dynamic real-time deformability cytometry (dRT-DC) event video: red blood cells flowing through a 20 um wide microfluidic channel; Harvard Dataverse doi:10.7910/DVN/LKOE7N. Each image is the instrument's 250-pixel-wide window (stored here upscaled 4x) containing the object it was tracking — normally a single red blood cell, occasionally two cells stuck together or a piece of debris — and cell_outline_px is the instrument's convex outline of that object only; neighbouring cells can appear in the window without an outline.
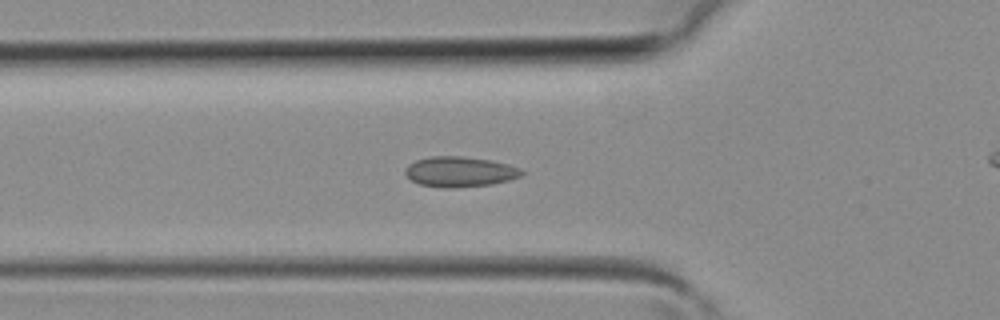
{"species": "common noctule bat (a hibernating species)", "species_latin": "Nyctalus noctula", "temperature_condition": "room temperature", "stored_images_in_passage": 20, "camera_frame_rate_fps": 3000, "um_per_image_px": 0.085, "animal": {"sex": "female", "body_mass_g": 19.3, "forearm_length_mm": 54.1}, "frame": {"image": 1, "passage_image": 2, "time_ms": 0.333, "image_size_px": [1000, 320], "cell_outline_px": [[524, 176], [492, 184], [452, 188], [444, 188], [420, 184], [412, 180], [404, 172], [404, 168], [408, 164], [416, 160], [432, 156], [460, 156], [492, 160], [508, 164], [520, 168], [524, 172]], "centroid_in_image_um": [39.1, 14.59], "position_along_channel_um": 86.7, "area_um2": 20.63}}
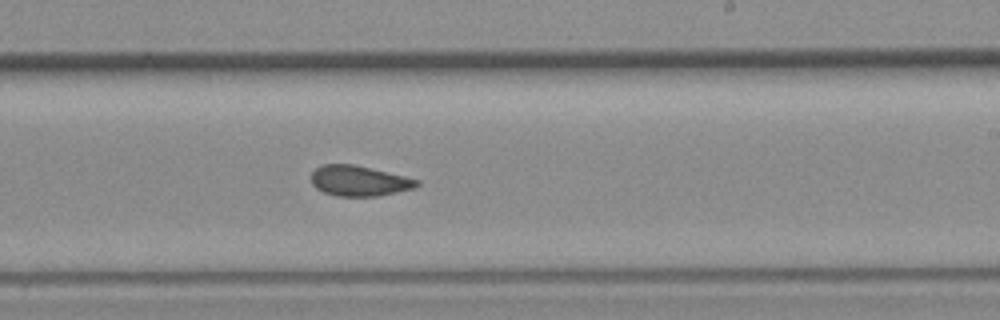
{"frame": {"image": 2, "passage_image": 12, "time_ms": 3.667, "image_size_px": [1000, 320], "cell_outline_px": [[420, 184], [416, 188], [376, 196], [336, 196], [324, 192], [316, 188], [312, 184], [312, 172], [320, 164], [352, 164], [404, 176], [420, 180]], "centroid_in_image_um": [30.52, 15.37], "position_along_channel_um": 258.5, "area_um2": 18.61}}
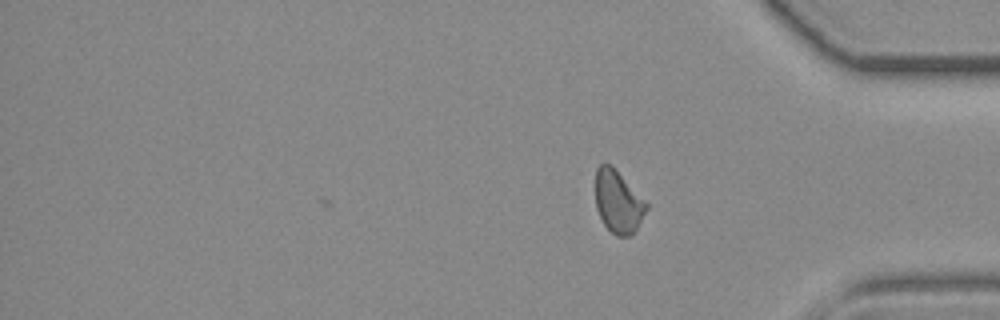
{"frame": {"image": 3, "passage_image": 20, "time_ms": 6.333, "image_size_px": [1000, 320], "cell_outline_px": [[648, 208], [636, 228], [628, 236], [616, 236], [604, 224], [596, 208], [596, 168], [600, 164], [612, 164], [648, 204]], "centroid_in_image_um": [52.53, 17.12], "position_along_channel_um": 382.7, "area_um2": 18.32}}